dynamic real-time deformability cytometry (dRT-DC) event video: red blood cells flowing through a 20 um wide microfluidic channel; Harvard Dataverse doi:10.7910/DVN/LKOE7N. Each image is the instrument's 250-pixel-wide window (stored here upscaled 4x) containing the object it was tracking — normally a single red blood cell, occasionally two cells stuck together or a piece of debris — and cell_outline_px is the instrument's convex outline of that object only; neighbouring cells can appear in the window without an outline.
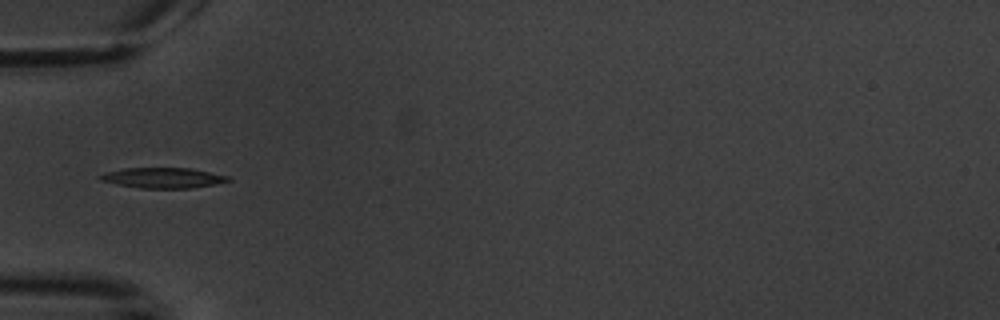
{"species": "common noctule bat (a hibernating species)", "species_latin": "Nyctalus noctula", "temperature_condition": "warm", "stored_images_in_passage": 7, "camera_frame_rate_fps": 3000, "um_per_image_px": 0.085, "animal": {"sex": "male", "body_mass_g": 20.1, "forearm_length_mm": 53.5}, "frame": {"image": 1, "passage_image": 7, "time_ms": 7.0, "image_size_px": [1000, 320], "cell_outline_px": [[232, 180], [192, 188], [140, 188], [116, 184], [100, 180], [96, 176], [104, 172], [124, 168], [192, 168], [228, 176]], "centroid_in_image_um": [13.79, 15.11], "position_along_channel_um": 71.2, "area_um2": 15.2}}